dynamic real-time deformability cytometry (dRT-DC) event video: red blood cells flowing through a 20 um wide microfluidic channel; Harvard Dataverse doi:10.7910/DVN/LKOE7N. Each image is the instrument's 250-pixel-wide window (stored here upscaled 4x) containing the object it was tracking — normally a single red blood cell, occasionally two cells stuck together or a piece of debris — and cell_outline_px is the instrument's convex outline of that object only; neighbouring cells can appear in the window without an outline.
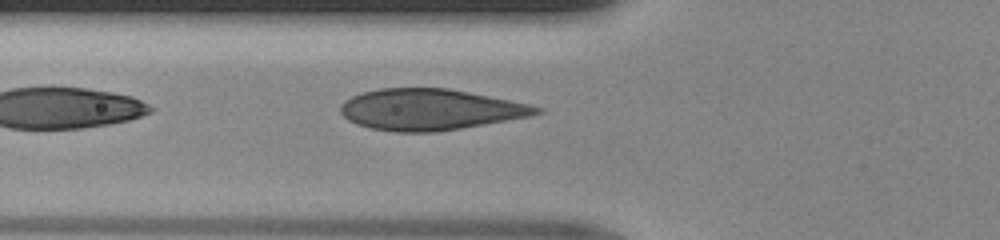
{"species": "human", "species_latin": "Homo sapiens", "temperature_condition": "room temperature", "stored_images_in_passage": 32, "camera_frame_rate_fps": 3000, "um_per_image_px": 0.085, "donor": {"sex": "male"}, "frame": {"image": 1, "passage_image": 3, "time_ms": 0.667, "image_size_px": [1000, 240], "cell_outline_px": [[544, 112], [528, 116], [484, 124], [436, 132], [396, 132], [372, 128], [356, 124], [348, 120], [340, 112], [340, 104], [344, 100], [352, 96], [364, 92], [380, 88], [448, 88], [528, 104], [544, 108]], "centroid_in_image_um": [36.51, 9.31], "position_along_channel_um": 89.3, "area_um2": 46.59}}
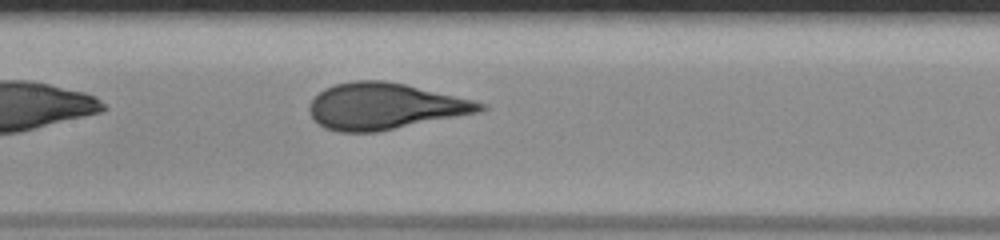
{"frame": {"image": 2, "passage_image": 9, "time_ms": 2.667, "image_size_px": [1000, 240], "cell_outline_px": [[488, 108], [480, 112], [376, 132], [340, 132], [324, 128], [308, 112], [308, 104], [324, 88], [336, 84], [352, 80], [384, 80], [404, 84], [472, 100], [488, 104]], "centroid_in_image_um": [32.68, 9.03], "position_along_channel_um": 174.7, "area_um2": 45.89}}
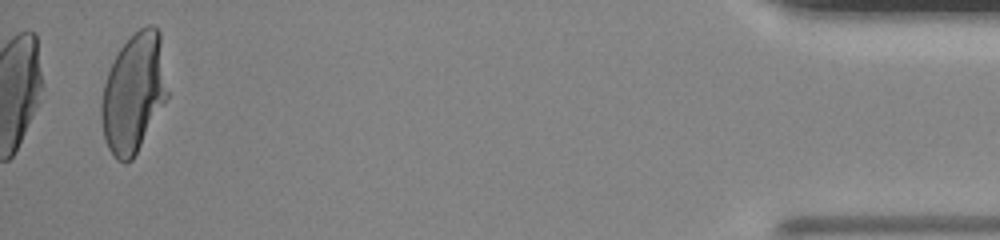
{"frame": {"image": 3, "passage_image": 32, "time_ms": 10.333, "image_size_px": [1000, 240], "cell_outline_px": [[168, 96], [132, 160], [124, 164], [116, 160], [108, 148], [104, 136], [100, 116], [100, 104], [104, 84], [108, 72], [120, 48], [140, 28], [148, 24], [152, 24], [160, 32], [168, 92]], "centroid_in_image_um": [11.35, 7.92], "position_along_channel_um": 423.8, "area_um2": 45.6}}